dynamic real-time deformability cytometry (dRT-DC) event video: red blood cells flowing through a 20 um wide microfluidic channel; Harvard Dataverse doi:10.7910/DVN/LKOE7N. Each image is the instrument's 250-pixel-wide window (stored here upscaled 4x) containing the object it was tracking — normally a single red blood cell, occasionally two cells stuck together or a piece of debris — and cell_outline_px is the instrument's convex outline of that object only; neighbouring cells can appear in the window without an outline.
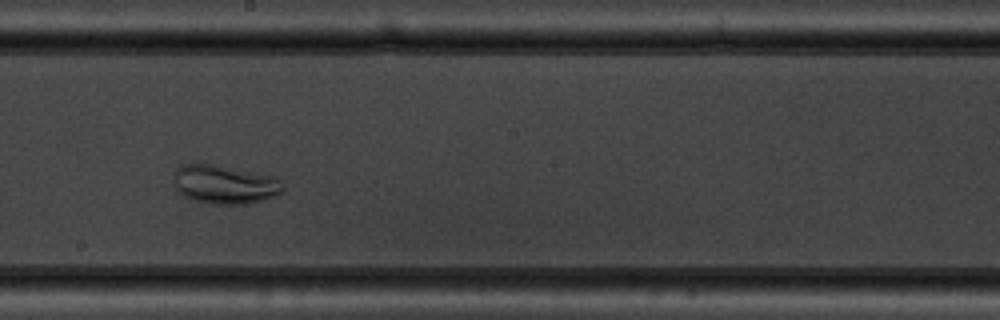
{"species": "common noctule bat (a hibernating species)", "species_latin": "Nyctalus noctula", "temperature_condition": "warm", "stored_images_in_passage": 7, "camera_frame_rate_fps": 3000, "um_per_image_px": 0.085, "animal": {"sex": "male", "body_mass_g": 19.5, "forearm_length_mm": 54.6}, "frame": {"image": 1, "passage_image": 6, "time_ms": 5.667, "image_size_px": [1000, 320], "cell_outline_px": [[284, 188], [280, 192], [272, 196], [248, 204], [216, 204], [196, 200], [184, 196], [176, 192], [176, 168], [180, 164], [212, 164], [276, 176]], "centroid_in_image_um": [19.09, 15.67], "position_along_channel_um": 229.1, "area_um2": 24.28}}
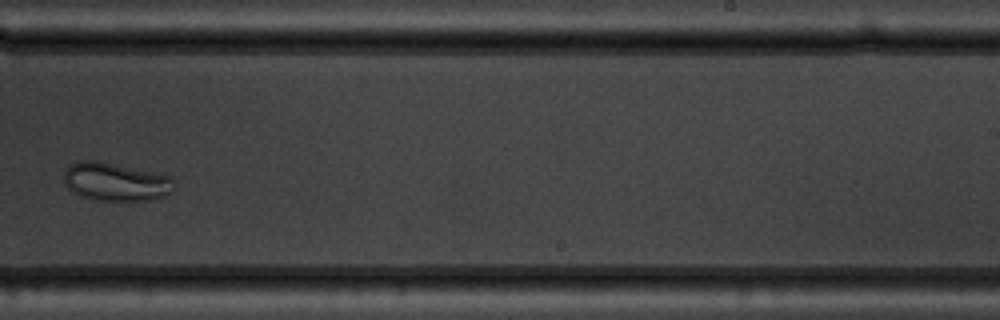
{"frame": {"image": 2, "passage_image": 7, "time_ms": 7.0, "image_size_px": [1000, 320], "cell_outline_px": [[176, 184], [172, 192], [164, 196], [152, 200], [120, 204], [92, 200], [80, 196], [72, 192], [64, 184], [64, 172], [68, 164], [80, 160], [96, 160], [172, 176]], "centroid_in_image_um": [9.83, 15.51], "position_along_channel_um": 279.2, "area_um2": 25.78}}